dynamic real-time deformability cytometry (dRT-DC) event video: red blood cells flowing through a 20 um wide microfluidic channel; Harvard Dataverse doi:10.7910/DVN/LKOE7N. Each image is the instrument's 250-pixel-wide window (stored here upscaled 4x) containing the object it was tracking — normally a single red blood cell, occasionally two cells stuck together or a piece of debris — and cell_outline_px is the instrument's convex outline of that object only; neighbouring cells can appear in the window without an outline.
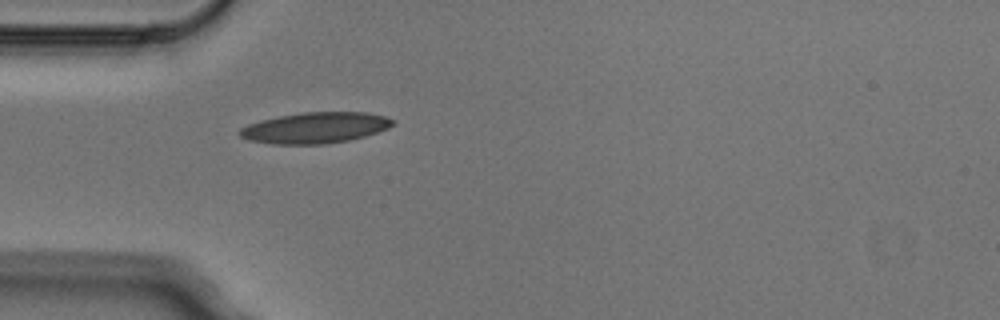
{"species": "Egyptian fruit bat (a non-hibernating species)", "species_latin": "Rousettus aegyptiacus", "temperature_condition": "cold", "stored_images_in_passage": 1, "camera_frame_rate_fps": 3000, "um_per_image_px": 0.085, "animal": {"sex": "male"}, "frame": {"image": 1, "passage_image": 1, "time_ms": 0.0, "image_size_px": [1000, 320], "cell_outline_px": [[396, 124], [388, 128], [364, 136], [348, 140], [324, 144], [272, 144], [248, 140], [240, 136], [236, 132], [240, 128], [248, 124], [260, 120], [280, 116], [304, 112], [368, 112], [384, 116], [396, 120]], "centroid_in_image_um": [26.78, 10.86], "position_along_channel_um": 58.2, "area_um2": 27.69}}